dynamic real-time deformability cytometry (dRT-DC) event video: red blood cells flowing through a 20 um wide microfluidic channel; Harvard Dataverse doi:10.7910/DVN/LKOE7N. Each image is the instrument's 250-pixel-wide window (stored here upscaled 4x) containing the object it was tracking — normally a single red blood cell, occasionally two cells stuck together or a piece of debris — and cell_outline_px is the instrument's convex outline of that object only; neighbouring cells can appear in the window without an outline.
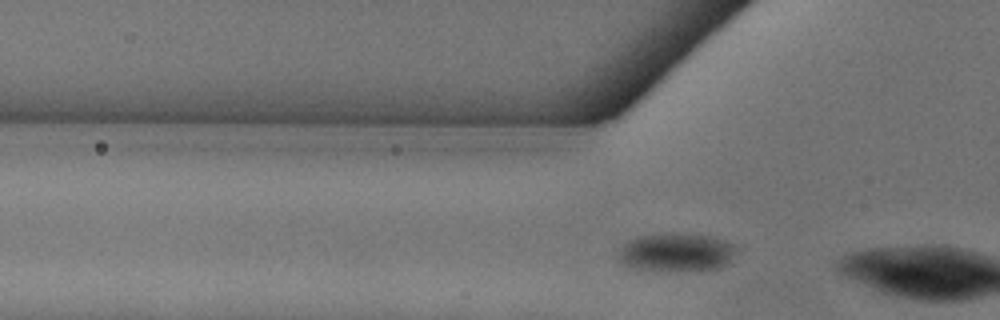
{"species": "common noctule bat (a hibernating species)", "species_latin": "Nyctalus noctula", "temperature_condition": "warm", "stored_images_in_passage": 4, "camera_frame_rate_fps": 3000, "um_per_image_px": 0.085, "animal": {"sex": "female"}, "frame": {"image": 1, "passage_image": 3, "time_ms": 0.667, "image_size_px": [1000, 320], "cell_outline_px": [[740, 248], [720, 268], [700, 272], [632, 268], [624, 264], [620, 260], [620, 248], [628, 240], [640, 236], [712, 236], [736, 244]], "centroid_in_image_um": [57.56, 21.5], "position_along_channel_um": 68.2, "area_um2": 25.66}}